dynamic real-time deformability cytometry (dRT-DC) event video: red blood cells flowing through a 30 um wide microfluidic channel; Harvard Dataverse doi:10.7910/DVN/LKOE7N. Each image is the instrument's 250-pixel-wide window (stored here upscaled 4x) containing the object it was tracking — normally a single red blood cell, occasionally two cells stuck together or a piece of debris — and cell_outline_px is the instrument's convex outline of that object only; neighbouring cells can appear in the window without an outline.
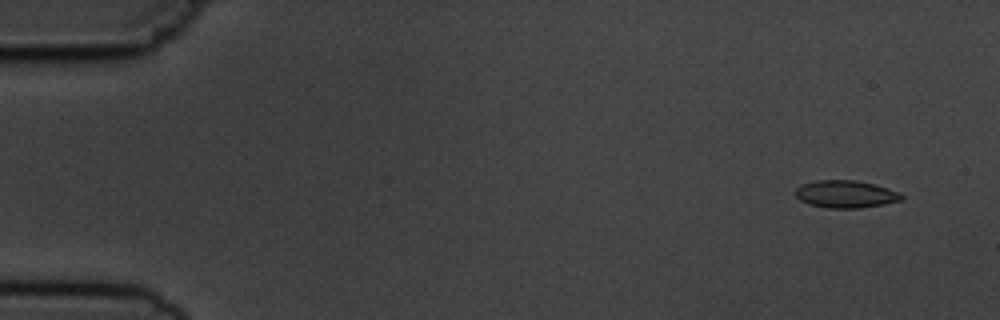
{"species": "common noctule bat (a hibernating species)", "species_latin": "Nyctalus noctula", "temperature_condition": "cold", "stored_images_in_passage": 8, "camera_frame_rate_fps": 3000, "um_per_image_px": 0.085, "animal": {"sex": "male", "body_mass_g": 19.5, "forearm_length_mm": 54.6}, "frame": {"image": 1, "passage_image": 2, "time_ms": 1.0, "image_size_px": [1000, 320], "cell_outline_px": [[904, 200], [884, 204], [860, 208], [828, 208], [808, 204], [800, 200], [792, 192], [800, 184], [816, 180], [856, 180], [876, 184], [900, 192], [904, 196]], "centroid_in_image_um": [71.88, 16.49], "position_along_channel_um": 13.1, "area_um2": 17.34}}
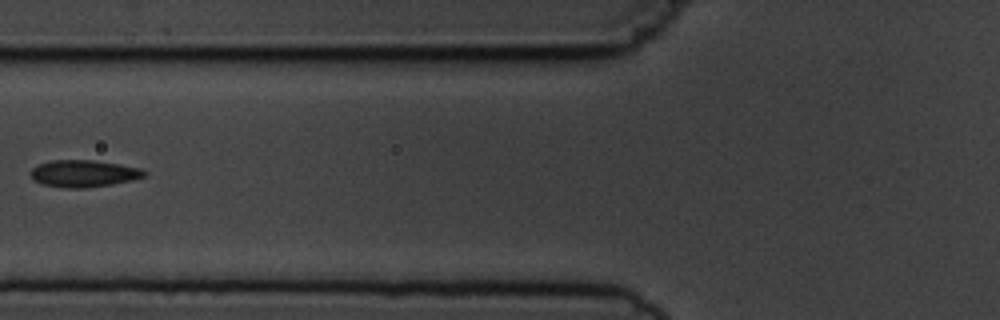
{"frame": {"image": 2, "passage_image": 7, "time_ms": 7.0, "image_size_px": [1000, 320], "cell_outline_px": [[148, 172], [144, 176], [132, 180], [112, 184], [84, 188], [64, 188], [44, 184], [32, 180], [32, 168], [40, 164], [52, 160], [96, 160], [120, 164], [140, 168]], "centroid_in_image_um": [7.14, 14.74], "position_along_channel_um": 118.7, "area_um2": 17.8}}
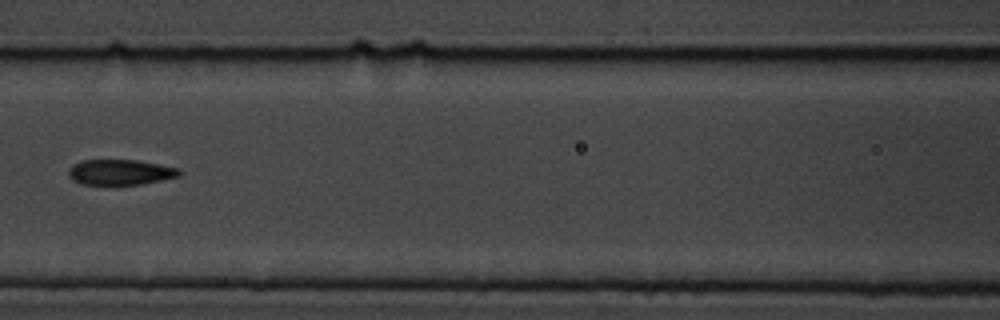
{"frame": {"image": 3, "passage_image": 8, "time_ms": 8.0, "image_size_px": [1000, 320], "cell_outline_px": [[180, 176], [140, 184], [80, 184], [72, 180], [68, 176], [68, 168], [72, 164], [80, 160], [136, 160], [180, 168]], "centroid_in_image_um": [10.17, 14.63], "position_along_channel_um": 156.4, "area_um2": 16.42}}